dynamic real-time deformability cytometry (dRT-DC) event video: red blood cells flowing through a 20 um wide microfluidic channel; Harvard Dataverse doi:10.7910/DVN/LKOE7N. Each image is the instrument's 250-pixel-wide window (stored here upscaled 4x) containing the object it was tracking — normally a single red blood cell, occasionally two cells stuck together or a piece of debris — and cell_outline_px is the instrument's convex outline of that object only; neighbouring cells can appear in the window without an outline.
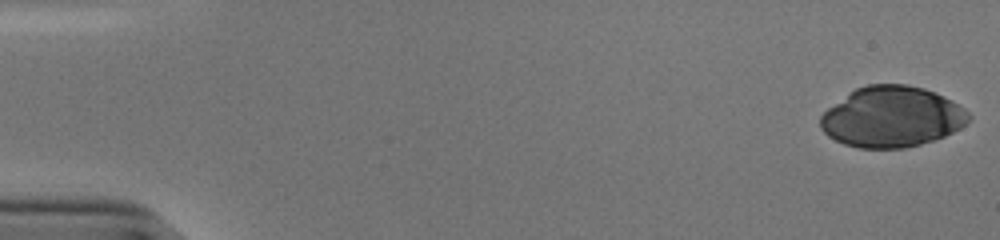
{"species": "human", "species_latin": "Homo sapiens", "temperature_condition": "cold", "stored_images_in_passage": 52, "camera_frame_rate_fps": 3000, "um_per_image_px": 0.085, "donor": {"sex": "male"}, "frame": {"image": 1, "passage_image": 1, "time_ms": 0.0, "image_size_px": [1000, 240], "cell_outline_px": [[972, 116], [960, 128], [944, 136], [920, 144], [904, 148], [860, 148], [844, 144], [828, 136], [820, 128], [820, 116], [828, 108], [856, 88], [868, 84], [908, 84], [924, 88], [936, 92], [952, 100], [964, 108]], "centroid_in_image_um": [75.81, 9.92], "position_along_channel_um": 9.2, "area_um2": 52.37}}
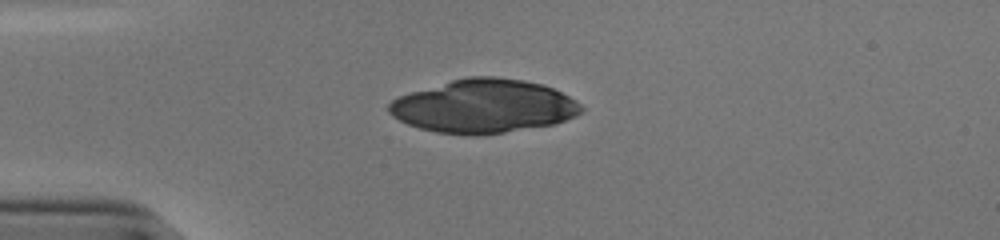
{"frame": {"image": 2, "passage_image": 14, "time_ms": 4.333, "image_size_px": [1000, 240], "cell_outline_px": [[584, 108], [576, 116], [552, 124], [504, 132], [476, 136], [472, 136], [436, 132], [420, 128], [408, 124], [392, 116], [388, 112], [388, 104], [396, 96], [452, 80], [468, 76], [496, 76], [524, 80], [540, 84], [552, 88], [576, 100]], "centroid_in_image_um": [41.08, 9.02], "position_along_channel_um": 43.9, "area_um2": 59.88}}